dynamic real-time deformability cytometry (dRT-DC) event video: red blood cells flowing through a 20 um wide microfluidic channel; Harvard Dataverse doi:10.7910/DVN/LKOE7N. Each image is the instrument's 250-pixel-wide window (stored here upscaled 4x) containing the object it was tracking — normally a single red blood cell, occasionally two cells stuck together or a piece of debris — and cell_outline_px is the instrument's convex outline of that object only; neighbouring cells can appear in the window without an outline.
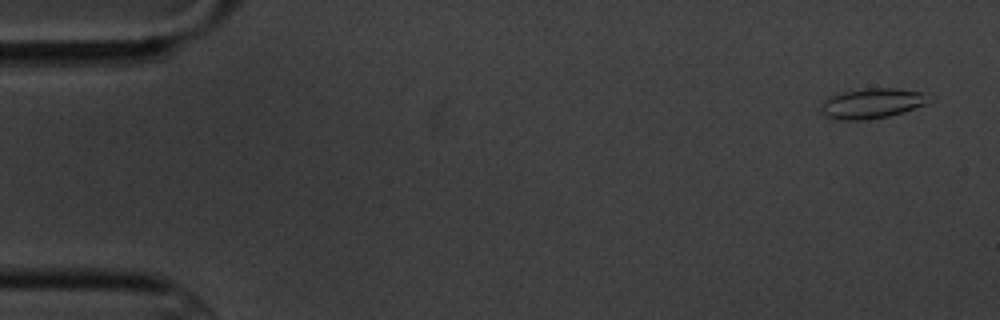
{"species": "common noctule bat (a hibernating species)", "species_latin": "Nyctalus noctula", "temperature_condition": "cold", "stored_images_in_passage": 5, "camera_frame_rate_fps": 3000, "um_per_image_px": 0.085, "animal": {"sex": "male", "body_mass_g": 20.1, "forearm_length_mm": 53.5}, "frame": {"image": 1, "passage_image": 1, "time_ms": 0.0, "image_size_px": [1000, 320], "cell_outline_px": [[924, 104], [904, 112], [888, 116], [868, 120], [836, 120], [824, 116], [816, 108], [828, 96], [844, 92], [864, 88], [896, 88], [924, 92]], "centroid_in_image_um": [73.96, 8.8], "position_along_channel_um": 11.0, "area_um2": 19.02}}